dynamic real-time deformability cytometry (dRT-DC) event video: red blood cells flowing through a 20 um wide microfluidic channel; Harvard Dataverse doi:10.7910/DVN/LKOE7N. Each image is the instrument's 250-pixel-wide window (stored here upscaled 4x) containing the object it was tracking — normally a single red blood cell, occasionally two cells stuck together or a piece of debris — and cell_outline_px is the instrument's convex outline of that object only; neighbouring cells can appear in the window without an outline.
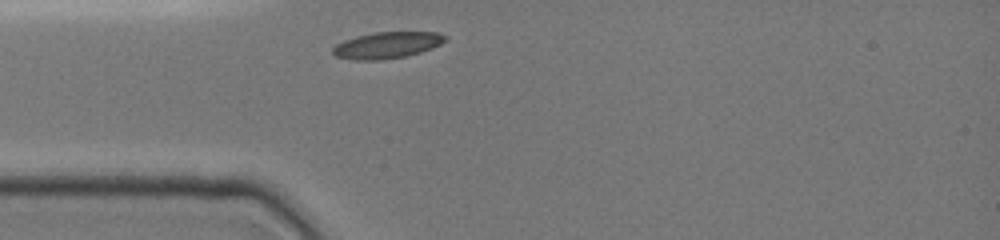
{"species": "common noctule bat (a hibernating species)", "species_latin": "Nyctalus noctula", "temperature_condition": "cold", "stored_images_in_passage": 1, "camera_frame_rate_fps": 3000, "um_per_image_px": 0.085, "animal": {"sex": "female", "body_mass_g": 19.0, "forearm_length_mm": 51.5}, "frame": {"image": 1, "passage_image": 1, "time_ms": 0.0, "image_size_px": [1000, 240], "cell_outline_px": [[448, 40], [432, 48], [408, 56], [380, 60], [356, 60], [336, 56], [332, 52], [332, 48], [336, 44], [344, 40], [356, 36], [376, 32], [436, 32], [448, 36]], "centroid_in_image_um": [32.92, 3.83], "position_along_channel_um": 52.1, "area_um2": 17.4}}